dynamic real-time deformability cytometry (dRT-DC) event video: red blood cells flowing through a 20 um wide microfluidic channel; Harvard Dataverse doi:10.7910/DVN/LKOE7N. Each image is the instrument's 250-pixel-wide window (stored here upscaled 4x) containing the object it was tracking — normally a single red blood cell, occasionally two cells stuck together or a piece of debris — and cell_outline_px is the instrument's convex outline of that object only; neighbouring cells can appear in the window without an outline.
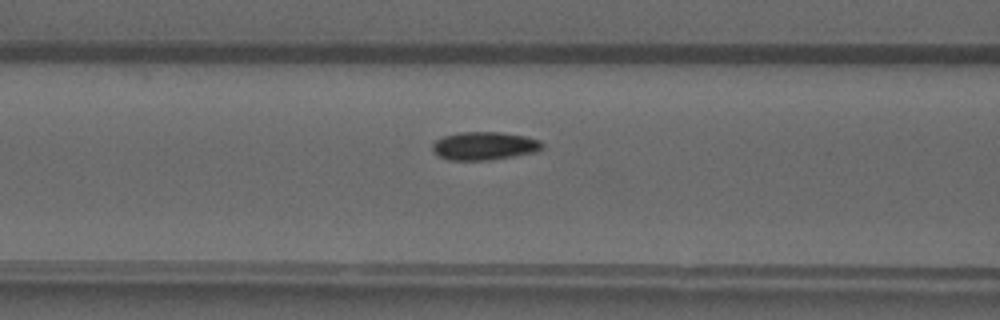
{"species": "common noctule bat (a hibernating species)", "species_latin": "Nyctalus noctula", "temperature_condition": "warm", "stored_images_in_passage": 38, "camera_frame_rate_fps": 3000, "um_per_image_px": 0.085, "animal": {"sex": "male", "forearm_length_mm": 52.5}, "frame": {"image": 1, "passage_image": 11, "time_ms": 3.333, "image_size_px": [1000, 320], "cell_outline_px": [[544, 144], [536, 152], [488, 160], [448, 160], [432, 152], [432, 144], [436, 140], [444, 136], [460, 132], [500, 132], [524, 136], [540, 140]], "centroid_in_image_um": [41.14, 12.4], "position_along_channel_um": 125.5, "area_um2": 17.92}}
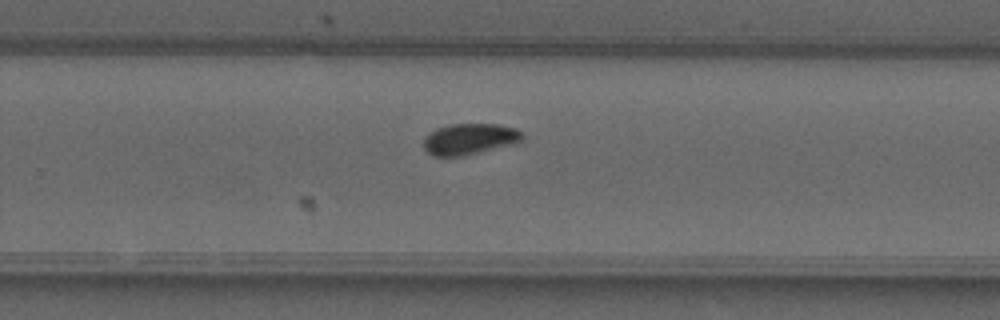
{"frame": {"image": 2, "passage_image": 23, "time_ms": 7.333, "image_size_px": [1000, 320], "cell_outline_px": [[524, 140], [516, 144], [460, 156], [432, 156], [424, 148], [424, 136], [428, 132], [436, 128], [448, 124], [500, 124], [516, 128], [524, 132]], "centroid_in_image_um": [39.95, 11.8], "position_along_channel_um": 289.9, "area_um2": 18.26}}
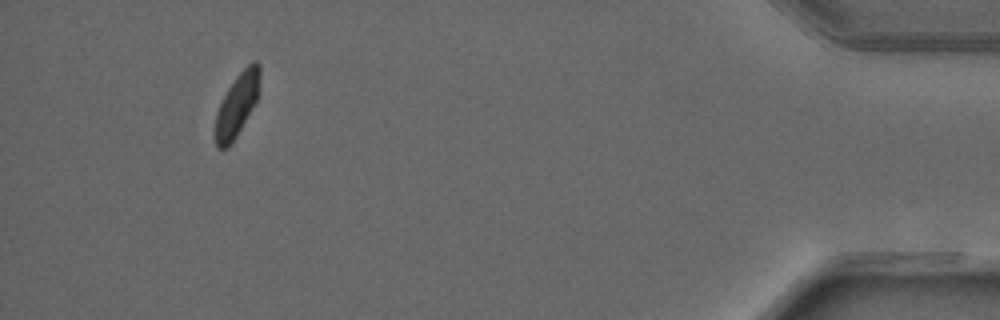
{"frame": {"image": 3, "passage_image": 37, "time_ms": 12.0, "image_size_px": [1000, 320], "cell_outline_px": [[260, 92], [252, 108], [236, 136], [228, 148], [216, 148], [216, 112], [228, 88], [236, 76], [252, 60], [256, 60], [260, 64]], "centroid_in_image_um": [20.18, 8.86], "position_along_channel_um": 415.0, "area_um2": 16.13}}